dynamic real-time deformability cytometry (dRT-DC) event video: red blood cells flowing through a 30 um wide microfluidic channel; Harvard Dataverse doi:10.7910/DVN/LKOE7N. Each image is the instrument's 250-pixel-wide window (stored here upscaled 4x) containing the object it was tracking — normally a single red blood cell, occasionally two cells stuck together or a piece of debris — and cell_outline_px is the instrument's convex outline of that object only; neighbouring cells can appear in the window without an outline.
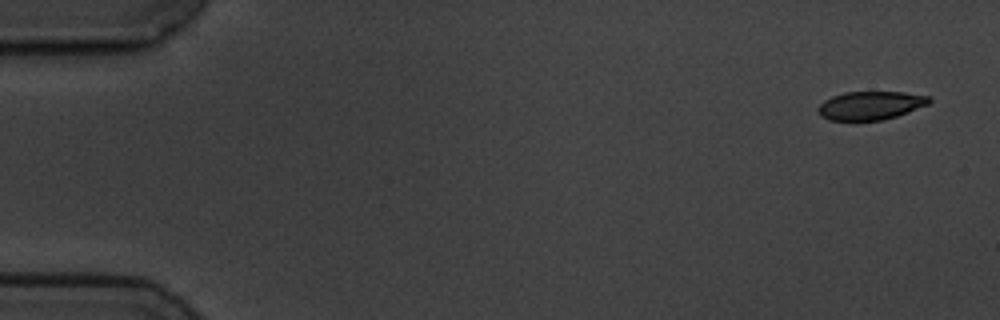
{"species": "common noctule bat (a hibernating species)", "species_latin": "Nyctalus noctula", "temperature_condition": "cold", "stored_images_in_passage": 4, "camera_frame_rate_fps": 3000, "um_per_image_px": 0.085, "animal": {"sex": "male", "body_mass_g": 19.5, "forearm_length_mm": 54.6}, "frame": {"image": 1, "passage_image": 1, "time_ms": 0.0, "image_size_px": [1000, 320], "cell_outline_px": [[932, 100], [928, 104], [908, 112], [896, 116], [880, 120], [828, 120], [820, 116], [816, 108], [824, 100], [832, 96], [844, 92], [904, 92], [928, 96]], "centroid_in_image_um": [73.95, 8.96], "position_along_channel_um": 11.0, "area_um2": 18.38}}